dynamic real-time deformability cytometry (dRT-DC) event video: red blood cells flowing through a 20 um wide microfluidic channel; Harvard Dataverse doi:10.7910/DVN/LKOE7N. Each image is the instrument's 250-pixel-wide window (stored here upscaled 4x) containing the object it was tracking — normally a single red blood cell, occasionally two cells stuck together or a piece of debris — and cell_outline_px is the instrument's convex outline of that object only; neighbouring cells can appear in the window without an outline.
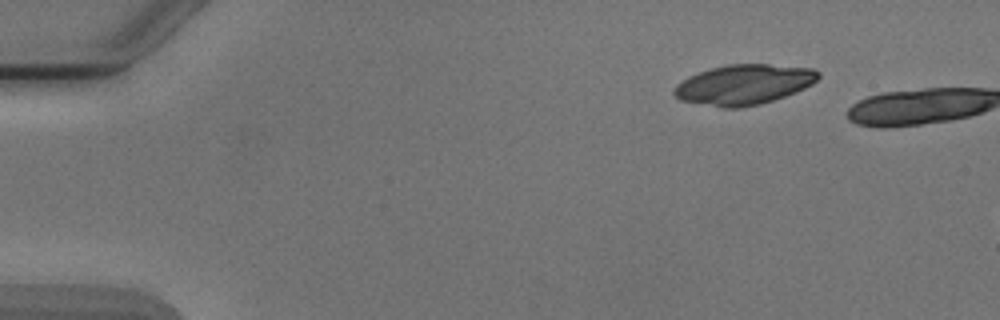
{"species": "Egyptian fruit bat (a non-hibernating species)", "species_latin": "Rousettus aegyptiacus", "temperature_condition": "cold", "stored_images_in_passage": 2, "camera_frame_rate_fps": 3000, "um_per_image_px": 0.085, "animal": {"sex": "male"}, "frame": {"image": 1, "passage_image": 1, "time_ms": 0.0, "image_size_px": [1000, 320], "cell_outline_px": [[820, 76], [812, 84], [804, 88], [784, 96], [760, 104], [740, 108], [724, 108], [680, 100], [672, 92], [676, 84], [688, 76], [712, 68], [728, 64], [768, 64], [812, 68], [820, 72]], "centroid_in_image_um": [63.22, 7.18], "position_along_channel_um": 21.8, "area_um2": 33.52}}